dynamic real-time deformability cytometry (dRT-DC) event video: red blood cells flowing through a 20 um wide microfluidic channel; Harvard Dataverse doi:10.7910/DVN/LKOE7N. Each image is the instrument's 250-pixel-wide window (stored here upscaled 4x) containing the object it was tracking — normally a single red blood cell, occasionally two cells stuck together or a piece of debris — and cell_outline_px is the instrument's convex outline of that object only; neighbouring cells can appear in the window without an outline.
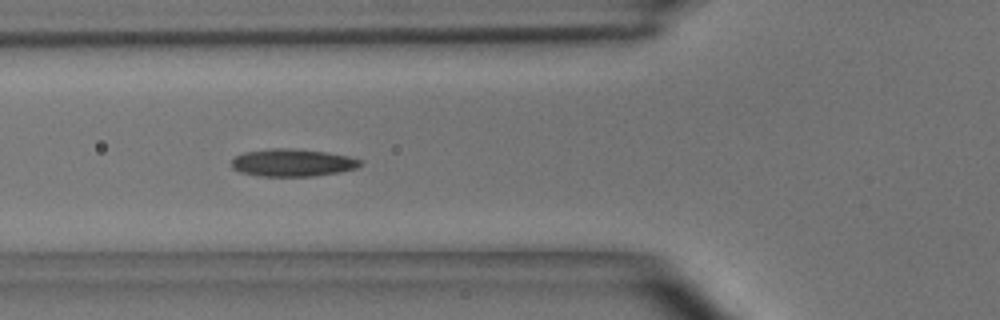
{"species": "common noctule bat (a hibernating species)", "species_latin": "Nyctalus noctula", "temperature_condition": "room temperature", "stored_images_in_passage": 19, "camera_frame_rate_fps": 3000, "um_per_image_px": 0.085, "animal": {"sex": "male", "body_mass_g": 15.6}, "frame": {"image": 1, "passage_image": 6, "time_ms": 1.667, "image_size_px": [1000, 320], "cell_outline_px": [[364, 164], [356, 168], [340, 172], [312, 176], [260, 176], [240, 172], [232, 168], [232, 160], [236, 156], [244, 152], [268, 148], [292, 148], [324, 152], [348, 156], [364, 160]], "centroid_in_image_um": [24.88, 13.82], "position_along_channel_um": 100.9, "area_um2": 20.75}}